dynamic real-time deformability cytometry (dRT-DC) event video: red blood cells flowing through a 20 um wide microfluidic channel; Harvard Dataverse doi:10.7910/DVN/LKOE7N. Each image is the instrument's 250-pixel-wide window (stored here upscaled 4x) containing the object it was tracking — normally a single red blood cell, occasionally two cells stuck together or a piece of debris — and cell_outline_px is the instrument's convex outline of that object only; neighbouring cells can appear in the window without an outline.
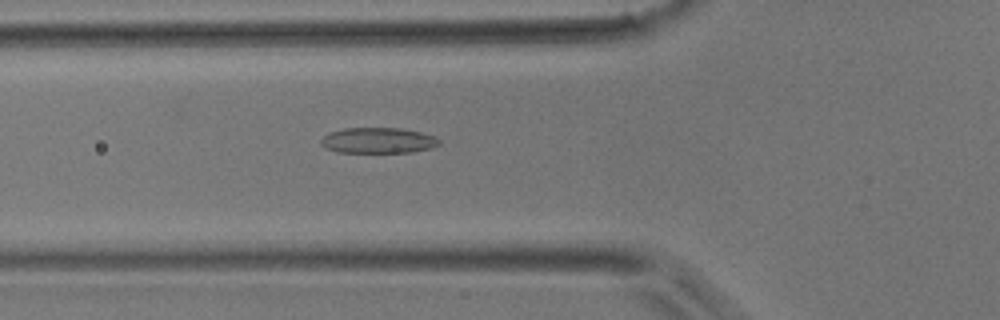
{"species": "common noctule bat (a hibernating species)", "species_latin": "Nyctalus noctula", "temperature_condition": "room temperature", "stored_images_in_passage": 35, "camera_frame_rate_fps": 3000, "um_per_image_px": 0.085, "animal": {"sex": "male", "body_mass_g": 17.9}, "frame": {"image": 1, "passage_image": 5, "time_ms": 1.333, "image_size_px": [1000, 320], "cell_outline_px": [[440, 144], [432, 148], [412, 152], [336, 152], [324, 148], [320, 144], [320, 140], [324, 136], [332, 132], [344, 128], [400, 128], [420, 132], [436, 136], [440, 140]], "centroid_in_image_um": [32.15, 11.94], "position_along_channel_um": 93.6, "area_um2": 17.74}}
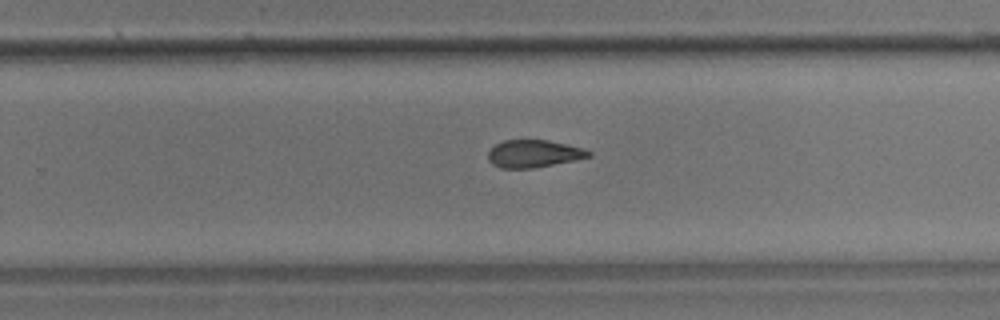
{"frame": {"image": 2, "passage_image": 18, "time_ms": 5.667, "image_size_px": [1000, 320], "cell_outline_px": [[592, 156], [576, 160], [532, 168], [500, 168], [492, 164], [488, 160], [488, 152], [496, 144], [504, 140], [548, 140], [580, 148], [592, 152]], "centroid_in_image_um": [45.34, 13.07], "position_along_channel_um": 284.5, "area_um2": 15.95}}
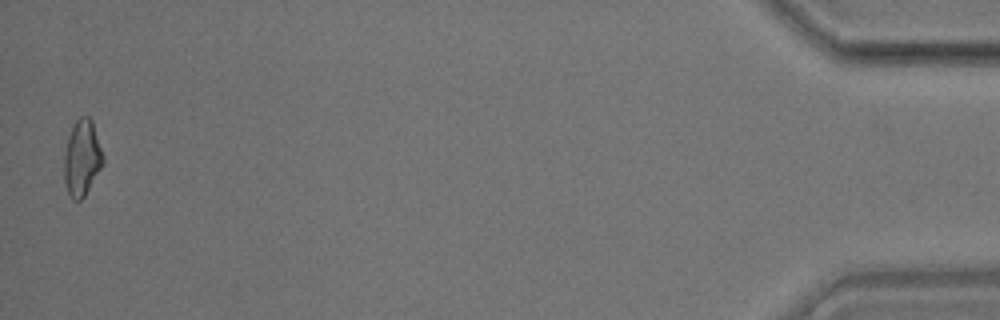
{"frame": {"image": 3, "passage_image": 34, "time_ms": 11.0, "image_size_px": [1000, 320], "cell_outline_px": [[104, 164], [84, 196], [80, 200], [72, 200], [68, 192], [64, 180], [64, 152], [68, 136], [76, 120], [80, 116], [88, 116], [92, 120], [104, 156]], "centroid_in_image_um": [6.97, 13.42], "position_along_channel_um": 428.2, "area_um2": 17.28}}